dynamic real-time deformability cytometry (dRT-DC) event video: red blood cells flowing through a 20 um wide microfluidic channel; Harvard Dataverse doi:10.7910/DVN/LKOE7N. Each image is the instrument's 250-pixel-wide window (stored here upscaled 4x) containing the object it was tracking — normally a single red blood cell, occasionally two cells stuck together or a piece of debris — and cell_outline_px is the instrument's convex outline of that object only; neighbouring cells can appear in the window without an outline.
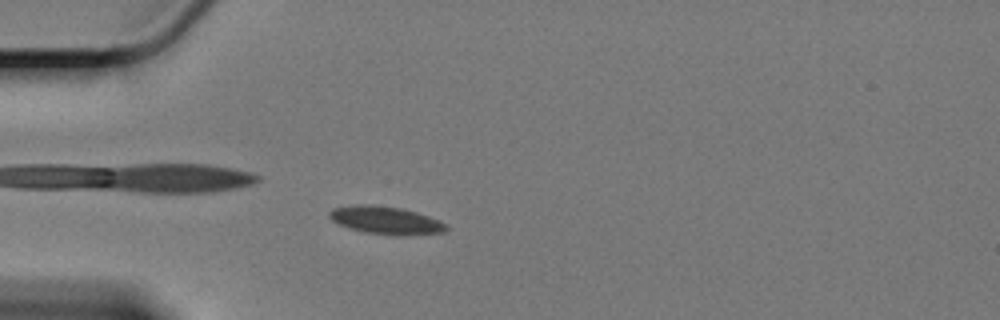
{"species": "Egyptian fruit bat (a non-hibernating species)", "species_latin": "Rousettus aegyptiacus", "temperature_condition": "cold", "stored_images_in_passage": 57, "camera_frame_rate_fps": 3000, "um_per_image_px": 0.085, "animal": {"sex": "female"}, "frame": {"image": 1, "passage_image": 15, "time_ms": 4.667, "image_size_px": [1000, 320], "cell_outline_px": [[448, 228], [444, 232], [408, 236], [392, 236], [364, 232], [348, 228], [332, 220], [328, 216], [328, 212], [332, 208], [356, 204], [364, 204], [400, 208], [416, 212], [440, 220]], "centroid_in_image_um": [32.78, 18.74], "position_along_channel_um": 52.2, "area_um2": 19.07}}
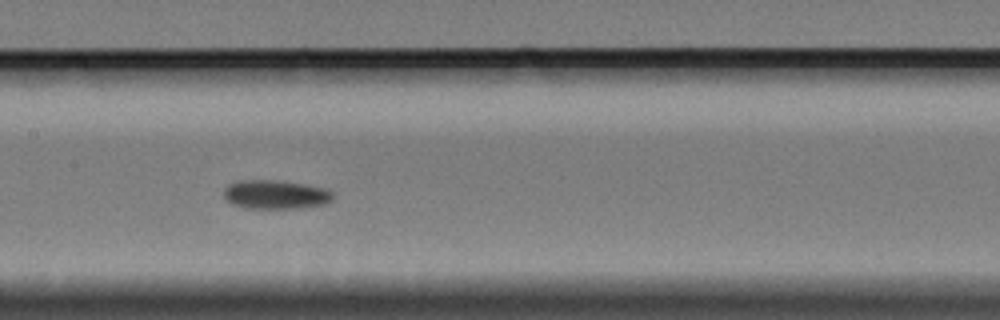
{"frame": {"image": 2, "passage_image": 28, "time_ms": 9.0, "image_size_px": [1000, 320], "cell_outline_px": [[332, 200], [324, 204], [300, 208], [248, 208], [232, 204], [224, 200], [224, 188], [228, 184], [236, 180], [276, 180], [304, 184], [324, 188], [332, 192]], "centroid_in_image_um": [23.37, 16.53], "position_along_channel_um": 184.0, "area_um2": 18.44}}
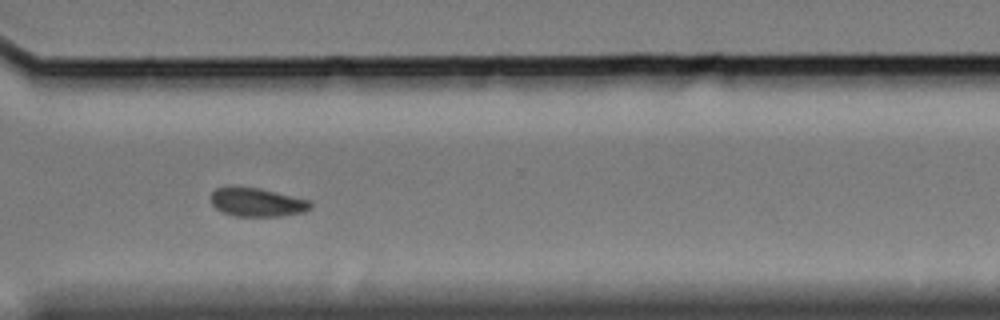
{"frame": {"image": 3, "passage_image": 43, "time_ms": 14.0, "image_size_px": [1000, 320], "cell_outline_px": [[312, 208], [304, 212], [284, 216], [236, 216], [224, 212], [216, 208], [212, 204], [212, 192], [216, 188], [260, 188], [312, 200]], "centroid_in_image_um": [21.95, 17.21], "position_along_channel_um": 348.7, "area_um2": 16.47}}